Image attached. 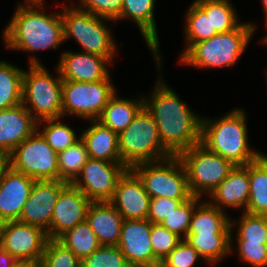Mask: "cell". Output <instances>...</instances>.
<instances>
[{
  "label": "cell",
  "mask_w": 267,
  "mask_h": 267,
  "mask_svg": "<svg viewBox=\"0 0 267 267\" xmlns=\"http://www.w3.org/2000/svg\"><path fill=\"white\" fill-rule=\"evenodd\" d=\"M154 91L144 96V106L156 121L162 145L172 154L201 143V121L159 76Z\"/></svg>",
  "instance_id": "cell-1"
},
{
  "label": "cell",
  "mask_w": 267,
  "mask_h": 267,
  "mask_svg": "<svg viewBox=\"0 0 267 267\" xmlns=\"http://www.w3.org/2000/svg\"><path fill=\"white\" fill-rule=\"evenodd\" d=\"M43 5L44 1L17 5L12 19L2 31L7 49L34 53L57 49L64 43L61 12L46 13Z\"/></svg>",
  "instance_id": "cell-2"
},
{
  "label": "cell",
  "mask_w": 267,
  "mask_h": 267,
  "mask_svg": "<svg viewBox=\"0 0 267 267\" xmlns=\"http://www.w3.org/2000/svg\"><path fill=\"white\" fill-rule=\"evenodd\" d=\"M246 122V112L238 108L218 119L202 117L200 144L234 166H245L262 154L249 147Z\"/></svg>",
  "instance_id": "cell-3"
},
{
  "label": "cell",
  "mask_w": 267,
  "mask_h": 267,
  "mask_svg": "<svg viewBox=\"0 0 267 267\" xmlns=\"http://www.w3.org/2000/svg\"><path fill=\"white\" fill-rule=\"evenodd\" d=\"M255 28L254 23L241 22L231 31L194 43L180 55L179 62L200 69L232 67L245 52Z\"/></svg>",
  "instance_id": "cell-4"
},
{
  "label": "cell",
  "mask_w": 267,
  "mask_h": 267,
  "mask_svg": "<svg viewBox=\"0 0 267 267\" xmlns=\"http://www.w3.org/2000/svg\"><path fill=\"white\" fill-rule=\"evenodd\" d=\"M28 64L23 75L22 104L37 122L62 118L63 80L59 70L56 77L52 76L35 56H31Z\"/></svg>",
  "instance_id": "cell-5"
},
{
  "label": "cell",
  "mask_w": 267,
  "mask_h": 267,
  "mask_svg": "<svg viewBox=\"0 0 267 267\" xmlns=\"http://www.w3.org/2000/svg\"><path fill=\"white\" fill-rule=\"evenodd\" d=\"M118 137L121 162L128 169L172 156L162 145L156 121L145 106Z\"/></svg>",
  "instance_id": "cell-6"
},
{
  "label": "cell",
  "mask_w": 267,
  "mask_h": 267,
  "mask_svg": "<svg viewBox=\"0 0 267 267\" xmlns=\"http://www.w3.org/2000/svg\"><path fill=\"white\" fill-rule=\"evenodd\" d=\"M61 19L63 37L66 40L75 39L82 47V52L99 55L106 59H114L117 45L105 21L110 19L95 16L80 10L76 4L63 6Z\"/></svg>",
  "instance_id": "cell-7"
},
{
  "label": "cell",
  "mask_w": 267,
  "mask_h": 267,
  "mask_svg": "<svg viewBox=\"0 0 267 267\" xmlns=\"http://www.w3.org/2000/svg\"><path fill=\"white\" fill-rule=\"evenodd\" d=\"M132 170L141 179L151 198L188 200L193 196L189 189L186 169L178 155L138 164Z\"/></svg>",
  "instance_id": "cell-8"
},
{
  "label": "cell",
  "mask_w": 267,
  "mask_h": 267,
  "mask_svg": "<svg viewBox=\"0 0 267 267\" xmlns=\"http://www.w3.org/2000/svg\"><path fill=\"white\" fill-rule=\"evenodd\" d=\"M188 176L193 196L210 195L228 176L234 165L218 154L207 150L202 144L192 146L178 155Z\"/></svg>",
  "instance_id": "cell-9"
},
{
  "label": "cell",
  "mask_w": 267,
  "mask_h": 267,
  "mask_svg": "<svg viewBox=\"0 0 267 267\" xmlns=\"http://www.w3.org/2000/svg\"><path fill=\"white\" fill-rule=\"evenodd\" d=\"M112 80L62 82V118L74 115L83 120H98L108 100L116 93Z\"/></svg>",
  "instance_id": "cell-10"
},
{
  "label": "cell",
  "mask_w": 267,
  "mask_h": 267,
  "mask_svg": "<svg viewBox=\"0 0 267 267\" xmlns=\"http://www.w3.org/2000/svg\"><path fill=\"white\" fill-rule=\"evenodd\" d=\"M9 166L34 180H59L58 153L37 130L9 154Z\"/></svg>",
  "instance_id": "cell-11"
},
{
  "label": "cell",
  "mask_w": 267,
  "mask_h": 267,
  "mask_svg": "<svg viewBox=\"0 0 267 267\" xmlns=\"http://www.w3.org/2000/svg\"><path fill=\"white\" fill-rule=\"evenodd\" d=\"M127 169L122 162L89 158L72 184L91 202H110L119 178Z\"/></svg>",
  "instance_id": "cell-12"
},
{
  "label": "cell",
  "mask_w": 267,
  "mask_h": 267,
  "mask_svg": "<svg viewBox=\"0 0 267 267\" xmlns=\"http://www.w3.org/2000/svg\"><path fill=\"white\" fill-rule=\"evenodd\" d=\"M48 239L38 226L19 221L0 224V247L17 261L40 263Z\"/></svg>",
  "instance_id": "cell-13"
},
{
  "label": "cell",
  "mask_w": 267,
  "mask_h": 267,
  "mask_svg": "<svg viewBox=\"0 0 267 267\" xmlns=\"http://www.w3.org/2000/svg\"><path fill=\"white\" fill-rule=\"evenodd\" d=\"M152 222L148 219L123 220L120 240L117 247L131 267H159L151 240Z\"/></svg>",
  "instance_id": "cell-14"
},
{
  "label": "cell",
  "mask_w": 267,
  "mask_h": 267,
  "mask_svg": "<svg viewBox=\"0 0 267 267\" xmlns=\"http://www.w3.org/2000/svg\"><path fill=\"white\" fill-rule=\"evenodd\" d=\"M67 184L63 180H35L18 221L42 228L49 238L54 206Z\"/></svg>",
  "instance_id": "cell-15"
},
{
  "label": "cell",
  "mask_w": 267,
  "mask_h": 267,
  "mask_svg": "<svg viewBox=\"0 0 267 267\" xmlns=\"http://www.w3.org/2000/svg\"><path fill=\"white\" fill-rule=\"evenodd\" d=\"M91 201L72 183H68L56 202L49 227V239H58L87 218Z\"/></svg>",
  "instance_id": "cell-16"
},
{
  "label": "cell",
  "mask_w": 267,
  "mask_h": 267,
  "mask_svg": "<svg viewBox=\"0 0 267 267\" xmlns=\"http://www.w3.org/2000/svg\"><path fill=\"white\" fill-rule=\"evenodd\" d=\"M114 59H106L87 52L65 51L56 65L62 80L98 82L112 80L108 66Z\"/></svg>",
  "instance_id": "cell-17"
},
{
  "label": "cell",
  "mask_w": 267,
  "mask_h": 267,
  "mask_svg": "<svg viewBox=\"0 0 267 267\" xmlns=\"http://www.w3.org/2000/svg\"><path fill=\"white\" fill-rule=\"evenodd\" d=\"M151 197L145 191L138 175L127 169L119 178L110 203L118 210L123 220L147 219Z\"/></svg>",
  "instance_id": "cell-18"
},
{
  "label": "cell",
  "mask_w": 267,
  "mask_h": 267,
  "mask_svg": "<svg viewBox=\"0 0 267 267\" xmlns=\"http://www.w3.org/2000/svg\"><path fill=\"white\" fill-rule=\"evenodd\" d=\"M35 180L10 166L0 177V224L18 221Z\"/></svg>",
  "instance_id": "cell-19"
},
{
  "label": "cell",
  "mask_w": 267,
  "mask_h": 267,
  "mask_svg": "<svg viewBox=\"0 0 267 267\" xmlns=\"http://www.w3.org/2000/svg\"><path fill=\"white\" fill-rule=\"evenodd\" d=\"M250 192L248 164L234 166L228 176L208 196V201L221 211L226 208L247 209Z\"/></svg>",
  "instance_id": "cell-20"
},
{
  "label": "cell",
  "mask_w": 267,
  "mask_h": 267,
  "mask_svg": "<svg viewBox=\"0 0 267 267\" xmlns=\"http://www.w3.org/2000/svg\"><path fill=\"white\" fill-rule=\"evenodd\" d=\"M155 0H123L120 17L118 20H132L136 23L145 43L155 58L158 72L162 69L160 42L155 22Z\"/></svg>",
  "instance_id": "cell-21"
},
{
  "label": "cell",
  "mask_w": 267,
  "mask_h": 267,
  "mask_svg": "<svg viewBox=\"0 0 267 267\" xmlns=\"http://www.w3.org/2000/svg\"><path fill=\"white\" fill-rule=\"evenodd\" d=\"M37 130V121L23 104L0 110V149L8 155Z\"/></svg>",
  "instance_id": "cell-22"
},
{
  "label": "cell",
  "mask_w": 267,
  "mask_h": 267,
  "mask_svg": "<svg viewBox=\"0 0 267 267\" xmlns=\"http://www.w3.org/2000/svg\"><path fill=\"white\" fill-rule=\"evenodd\" d=\"M86 220L101 245H118L123 217L110 202H92Z\"/></svg>",
  "instance_id": "cell-23"
},
{
  "label": "cell",
  "mask_w": 267,
  "mask_h": 267,
  "mask_svg": "<svg viewBox=\"0 0 267 267\" xmlns=\"http://www.w3.org/2000/svg\"><path fill=\"white\" fill-rule=\"evenodd\" d=\"M89 123L90 126L80 135L87 147L89 158L121 162L118 134L97 120Z\"/></svg>",
  "instance_id": "cell-24"
},
{
  "label": "cell",
  "mask_w": 267,
  "mask_h": 267,
  "mask_svg": "<svg viewBox=\"0 0 267 267\" xmlns=\"http://www.w3.org/2000/svg\"><path fill=\"white\" fill-rule=\"evenodd\" d=\"M141 97L135 100L120 98L115 93L108 100L97 121L119 135L132 123L135 116L144 107V97Z\"/></svg>",
  "instance_id": "cell-25"
},
{
  "label": "cell",
  "mask_w": 267,
  "mask_h": 267,
  "mask_svg": "<svg viewBox=\"0 0 267 267\" xmlns=\"http://www.w3.org/2000/svg\"><path fill=\"white\" fill-rule=\"evenodd\" d=\"M205 202L195 206L187 234H231V217L209 201Z\"/></svg>",
  "instance_id": "cell-26"
},
{
  "label": "cell",
  "mask_w": 267,
  "mask_h": 267,
  "mask_svg": "<svg viewBox=\"0 0 267 267\" xmlns=\"http://www.w3.org/2000/svg\"><path fill=\"white\" fill-rule=\"evenodd\" d=\"M185 14V49L184 53L192 44L207 40L218 34L211 32L210 0H194Z\"/></svg>",
  "instance_id": "cell-27"
},
{
  "label": "cell",
  "mask_w": 267,
  "mask_h": 267,
  "mask_svg": "<svg viewBox=\"0 0 267 267\" xmlns=\"http://www.w3.org/2000/svg\"><path fill=\"white\" fill-rule=\"evenodd\" d=\"M250 192L246 213L267 215V155L248 164Z\"/></svg>",
  "instance_id": "cell-28"
},
{
  "label": "cell",
  "mask_w": 267,
  "mask_h": 267,
  "mask_svg": "<svg viewBox=\"0 0 267 267\" xmlns=\"http://www.w3.org/2000/svg\"><path fill=\"white\" fill-rule=\"evenodd\" d=\"M233 232L231 229V234H187L185 240L204 262L214 265L233 252Z\"/></svg>",
  "instance_id": "cell-29"
},
{
  "label": "cell",
  "mask_w": 267,
  "mask_h": 267,
  "mask_svg": "<svg viewBox=\"0 0 267 267\" xmlns=\"http://www.w3.org/2000/svg\"><path fill=\"white\" fill-rule=\"evenodd\" d=\"M24 69L0 61V110L22 104Z\"/></svg>",
  "instance_id": "cell-30"
},
{
  "label": "cell",
  "mask_w": 267,
  "mask_h": 267,
  "mask_svg": "<svg viewBox=\"0 0 267 267\" xmlns=\"http://www.w3.org/2000/svg\"><path fill=\"white\" fill-rule=\"evenodd\" d=\"M57 240L70 249L81 261L101 246L87 220L67 230Z\"/></svg>",
  "instance_id": "cell-31"
},
{
  "label": "cell",
  "mask_w": 267,
  "mask_h": 267,
  "mask_svg": "<svg viewBox=\"0 0 267 267\" xmlns=\"http://www.w3.org/2000/svg\"><path fill=\"white\" fill-rule=\"evenodd\" d=\"M88 159L87 147L80 138L73 145L58 153L59 180L72 183Z\"/></svg>",
  "instance_id": "cell-32"
},
{
  "label": "cell",
  "mask_w": 267,
  "mask_h": 267,
  "mask_svg": "<svg viewBox=\"0 0 267 267\" xmlns=\"http://www.w3.org/2000/svg\"><path fill=\"white\" fill-rule=\"evenodd\" d=\"M62 118L46 119L37 122V131L43 136L48 145L56 152L60 153L67 147L73 145L81 137H77L75 130L68 124L61 122ZM40 123L42 124L41 129ZM41 129V130H40Z\"/></svg>",
  "instance_id": "cell-33"
},
{
  "label": "cell",
  "mask_w": 267,
  "mask_h": 267,
  "mask_svg": "<svg viewBox=\"0 0 267 267\" xmlns=\"http://www.w3.org/2000/svg\"><path fill=\"white\" fill-rule=\"evenodd\" d=\"M238 223V224H237ZM231 229H236V239L247 242L267 243V215H253L241 212L240 219L230 220ZM234 227V228H233Z\"/></svg>",
  "instance_id": "cell-34"
},
{
  "label": "cell",
  "mask_w": 267,
  "mask_h": 267,
  "mask_svg": "<svg viewBox=\"0 0 267 267\" xmlns=\"http://www.w3.org/2000/svg\"><path fill=\"white\" fill-rule=\"evenodd\" d=\"M211 32L224 33L235 29L241 22L229 0H210Z\"/></svg>",
  "instance_id": "cell-35"
},
{
  "label": "cell",
  "mask_w": 267,
  "mask_h": 267,
  "mask_svg": "<svg viewBox=\"0 0 267 267\" xmlns=\"http://www.w3.org/2000/svg\"><path fill=\"white\" fill-rule=\"evenodd\" d=\"M201 197L192 196L182 202L169 216L160 223L166 229L185 239L189 230L192 214L195 206L200 202Z\"/></svg>",
  "instance_id": "cell-36"
},
{
  "label": "cell",
  "mask_w": 267,
  "mask_h": 267,
  "mask_svg": "<svg viewBox=\"0 0 267 267\" xmlns=\"http://www.w3.org/2000/svg\"><path fill=\"white\" fill-rule=\"evenodd\" d=\"M40 267H81V260L57 239H48Z\"/></svg>",
  "instance_id": "cell-37"
},
{
  "label": "cell",
  "mask_w": 267,
  "mask_h": 267,
  "mask_svg": "<svg viewBox=\"0 0 267 267\" xmlns=\"http://www.w3.org/2000/svg\"><path fill=\"white\" fill-rule=\"evenodd\" d=\"M81 267H131L117 246L101 245L81 261Z\"/></svg>",
  "instance_id": "cell-38"
},
{
  "label": "cell",
  "mask_w": 267,
  "mask_h": 267,
  "mask_svg": "<svg viewBox=\"0 0 267 267\" xmlns=\"http://www.w3.org/2000/svg\"><path fill=\"white\" fill-rule=\"evenodd\" d=\"M150 240L155 258L161 262L182 241V238L160 223H152Z\"/></svg>",
  "instance_id": "cell-39"
},
{
  "label": "cell",
  "mask_w": 267,
  "mask_h": 267,
  "mask_svg": "<svg viewBox=\"0 0 267 267\" xmlns=\"http://www.w3.org/2000/svg\"><path fill=\"white\" fill-rule=\"evenodd\" d=\"M77 7L95 16L117 22L120 17L123 0H79Z\"/></svg>",
  "instance_id": "cell-40"
},
{
  "label": "cell",
  "mask_w": 267,
  "mask_h": 267,
  "mask_svg": "<svg viewBox=\"0 0 267 267\" xmlns=\"http://www.w3.org/2000/svg\"><path fill=\"white\" fill-rule=\"evenodd\" d=\"M200 259L202 258L199 253L185 239H182L171 253L160 262L159 267H194Z\"/></svg>",
  "instance_id": "cell-41"
},
{
  "label": "cell",
  "mask_w": 267,
  "mask_h": 267,
  "mask_svg": "<svg viewBox=\"0 0 267 267\" xmlns=\"http://www.w3.org/2000/svg\"><path fill=\"white\" fill-rule=\"evenodd\" d=\"M239 259L252 267L267 266V243L247 242L236 240Z\"/></svg>",
  "instance_id": "cell-42"
},
{
  "label": "cell",
  "mask_w": 267,
  "mask_h": 267,
  "mask_svg": "<svg viewBox=\"0 0 267 267\" xmlns=\"http://www.w3.org/2000/svg\"><path fill=\"white\" fill-rule=\"evenodd\" d=\"M186 200H176L169 198H151L147 219L152 223H161L169 216L182 202Z\"/></svg>",
  "instance_id": "cell-43"
},
{
  "label": "cell",
  "mask_w": 267,
  "mask_h": 267,
  "mask_svg": "<svg viewBox=\"0 0 267 267\" xmlns=\"http://www.w3.org/2000/svg\"><path fill=\"white\" fill-rule=\"evenodd\" d=\"M18 261L0 247V267H13Z\"/></svg>",
  "instance_id": "cell-44"
},
{
  "label": "cell",
  "mask_w": 267,
  "mask_h": 267,
  "mask_svg": "<svg viewBox=\"0 0 267 267\" xmlns=\"http://www.w3.org/2000/svg\"><path fill=\"white\" fill-rule=\"evenodd\" d=\"M9 167V155L0 149V177L3 172Z\"/></svg>",
  "instance_id": "cell-45"
},
{
  "label": "cell",
  "mask_w": 267,
  "mask_h": 267,
  "mask_svg": "<svg viewBox=\"0 0 267 267\" xmlns=\"http://www.w3.org/2000/svg\"><path fill=\"white\" fill-rule=\"evenodd\" d=\"M13 267H40V263L18 261Z\"/></svg>",
  "instance_id": "cell-46"
},
{
  "label": "cell",
  "mask_w": 267,
  "mask_h": 267,
  "mask_svg": "<svg viewBox=\"0 0 267 267\" xmlns=\"http://www.w3.org/2000/svg\"><path fill=\"white\" fill-rule=\"evenodd\" d=\"M261 3H262L264 18H265V24L267 27V0H261Z\"/></svg>",
  "instance_id": "cell-47"
},
{
  "label": "cell",
  "mask_w": 267,
  "mask_h": 267,
  "mask_svg": "<svg viewBox=\"0 0 267 267\" xmlns=\"http://www.w3.org/2000/svg\"><path fill=\"white\" fill-rule=\"evenodd\" d=\"M261 42L267 45V34L261 39Z\"/></svg>",
  "instance_id": "cell-48"
},
{
  "label": "cell",
  "mask_w": 267,
  "mask_h": 267,
  "mask_svg": "<svg viewBox=\"0 0 267 267\" xmlns=\"http://www.w3.org/2000/svg\"><path fill=\"white\" fill-rule=\"evenodd\" d=\"M30 1H44V0H26L25 2H30Z\"/></svg>",
  "instance_id": "cell-49"
}]
</instances>
